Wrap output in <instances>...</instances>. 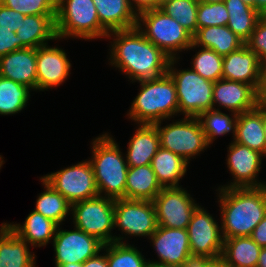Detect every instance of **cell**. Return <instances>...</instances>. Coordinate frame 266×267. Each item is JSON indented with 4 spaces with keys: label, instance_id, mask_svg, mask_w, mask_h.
<instances>
[{
    "label": "cell",
    "instance_id": "3",
    "mask_svg": "<svg viewBox=\"0 0 266 267\" xmlns=\"http://www.w3.org/2000/svg\"><path fill=\"white\" fill-rule=\"evenodd\" d=\"M140 89L131 103L127 118L135 124H156L179 117L176 86L167 73L159 78L138 82Z\"/></svg>",
    "mask_w": 266,
    "mask_h": 267
},
{
    "label": "cell",
    "instance_id": "44",
    "mask_svg": "<svg viewBox=\"0 0 266 267\" xmlns=\"http://www.w3.org/2000/svg\"><path fill=\"white\" fill-rule=\"evenodd\" d=\"M131 8L138 15L139 13L160 8L163 0H128Z\"/></svg>",
    "mask_w": 266,
    "mask_h": 267
},
{
    "label": "cell",
    "instance_id": "27",
    "mask_svg": "<svg viewBox=\"0 0 266 267\" xmlns=\"http://www.w3.org/2000/svg\"><path fill=\"white\" fill-rule=\"evenodd\" d=\"M235 142L259 151L266 157V138L263 129V110L255 109L238 114Z\"/></svg>",
    "mask_w": 266,
    "mask_h": 267
},
{
    "label": "cell",
    "instance_id": "1",
    "mask_svg": "<svg viewBox=\"0 0 266 267\" xmlns=\"http://www.w3.org/2000/svg\"><path fill=\"white\" fill-rule=\"evenodd\" d=\"M108 64L123 72L130 83L159 78L168 72L170 57L137 28L112 31Z\"/></svg>",
    "mask_w": 266,
    "mask_h": 267
},
{
    "label": "cell",
    "instance_id": "23",
    "mask_svg": "<svg viewBox=\"0 0 266 267\" xmlns=\"http://www.w3.org/2000/svg\"><path fill=\"white\" fill-rule=\"evenodd\" d=\"M4 222L0 225V267H36L32 247Z\"/></svg>",
    "mask_w": 266,
    "mask_h": 267
},
{
    "label": "cell",
    "instance_id": "19",
    "mask_svg": "<svg viewBox=\"0 0 266 267\" xmlns=\"http://www.w3.org/2000/svg\"><path fill=\"white\" fill-rule=\"evenodd\" d=\"M262 69L258 55L244 44L223 57L222 78L252 85L257 90Z\"/></svg>",
    "mask_w": 266,
    "mask_h": 267
},
{
    "label": "cell",
    "instance_id": "25",
    "mask_svg": "<svg viewBox=\"0 0 266 267\" xmlns=\"http://www.w3.org/2000/svg\"><path fill=\"white\" fill-rule=\"evenodd\" d=\"M55 19L56 15H26L16 35L27 48L37 49L49 41H58Z\"/></svg>",
    "mask_w": 266,
    "mask_h": 267
},
{
    "label": "cell",
    "instance_id": "16",
    "mask_svg": "<svg viewBox=\"0 0 266 267\" xmlns=\"http://www.w3.org/2000/svg\"><path fill=\"white\" fill-rule=\"evenodd\" d=\"M71 61L61 47L49 44L36 49L37 91L62 85L71 74ZM49 89V90H48Z\"/></svg>",
    "mask_w": 266,
    "mask_h": 267
},
{
    "label": "cell",
    "instance_id": "40",
    "mask_svg": "<svg viewBox=\"0 0 266 267\" xmlns=\"http://www.w3.org/2000/svg\"><path fill=\"white\" fill-rule=\"evenodd\" d=\"M245 44L258 55L261 66L266 67V16L257 21L250 39Z\"/></svg>",
    "mask_w": 266,
    "mask_h": 267
},
{
    "label": "cell",
    "instance_id": "2",
    "mask_svg": "<svg viewBox=\"0 0 266 267\" xmlns=\"http://www.w3.org/2000/svg\"><path fill=\"white\" fill-rule=\"evenodd\" d=\"M223 239L250 236L266 215V186L217 187Z\"/></svg>",
    "mask_w": 266,
    "mask_h": 267
},
{
    "label": "cell",
    "instance_id": "30",
    "mask_svg": "<svg viewBox=\"0 0 266 267\" xmlns=\"http://www.w3.org/2000/svg\"><path fill=\"white\" fill-rule=\"evenodd\" d=\"M161 190L151 165L128 168L125 199L152 201Z\"/></svg>",
    "mask_w": 266,
    "mask_h": 267
},
{
    "label": "cell",
    "instance_id": "51",
    "mask_svg": "<svg viewBox=\"0 0 266 267\" xmlns=\"http://www.w3.org/2000/svg\"><path fill=\"white\" fill-rule=\"evenodd\" d=\"M147 267H179V266H171V265H164V264H155V263H148Z\"/></svg>",
    "mask_w": 266,
    "mask_h": 267
},
{
    "label": "cell",
    "instance_id": "22",
    "mask_svg": "<svg viewBox=\"0 0 266 267\" xmlns=\"http://www.w3.org/2000/svg\"><path fill=\"white\" fill-rule=\"evenodd\" d=\"M4 223L33 248L44 247L52 243L59 226L56 222L35 210L28 214L22 224L16 222Z\"/></svg>",
    "mask_w": 266,
    "mask_h": 267
},
{
    "label": "cell",
    "instance_id": "34",
    "mask_svg": "<svg viewBox=\"0 0 266 267\" xmlns=\"http://www.w3.org/2000/svg\"><path fill=\"white\" fill-rule=\"evenodd\" d=\"M33 90L0 76V115H15L27 107Z\"/></svg>",
    "mask_w": 266,
    "mask_h": 267
},
{
    "label": "cell",
    "instance_id": "20",
    "mask_svg": "<svg viewBox=\"0 0 266 267\" xmlns=\"http://www.w3.org/2000/svg\"><path fill=\"white\" fill-rule=\"evenodd\" d=\"M36 49L22 48L0 57V76L37 92Z\"/></svg>",
    "mask_w": 266,
    "mask_h": 267
},
{
    "label": "cell",
    "instance_id": "36",
    "mask_svg": "<svg viewBox=\"0 0 266 267\" xmlns=\"http://www.w3.org/2000/svg\"><path fill=\"white\" fill-rule=\"evenodd\" d=\"M108 267H147L148 259L134 244L112 242L106 244Z\"/></svg>",
    "mask_w": 266,
    "mask_h": 267
},
{
    "label": "cell",
    "instance_id": "41",
    "mask_svg": "<svg viewBox=\"0 0 266 267\" xmlns=\"http://www.w3.org/2000/svg\"><path fill=\"white\" fill-rule=\"evenodd\" d=\"M22 48L27 47L15 32L9 31L8 28L0 27V57Z\"/></svg>",
    "mask_w": 266,
    "mask_h": 267
},
{
    "label": "cell",
    "instance_id": "29",
    "mask_svg": "<svg viewBox=\"0 0 266 267\" xmlns=\"http://www.w3.org/2000/svg\"><path fill=\"white\" fill-rule=\"evenodd\" d=\"M193 44L209 48L224 57L236 51L245 43L227 26H209L198 28L193 35Z\"/></svg>",
    "mask_w": 266,
    "mask_h": 267
},
{
    "label": "cell",
    "instance_id": "11",
    "mask_svg": "<svg viewBox=\"0 0 266 267\" xmlns=\"http://www.w3.org/2000/svg\"><path fill=\"white\" fill-rule=\"evenodd\" d=\"M42 178L71 204L99 196L94 170L89 159L48 173Z\"/></svg>",
    "mask_w": 266,
    "mask_h": 267
},
{
    "label": "cell",
    "instance_id": "35",
    "mask_svg": "<svg viewBox=\"0 0 266 267\" xmlns=\"http://www.w3.org/2000/svg\"><path fill=\"white\" fill-rule=\"evenodd\" d=\"M198 48V51L196 50ZM195 50L196 54L192 57L190 62L191 68L201 75L203 78L216 82L222 79V65L223 57L218 55L215 51L209 48H202L192 44L188 50Z\"/></svg>",
    "mask_w": 266,
    "mask_h": 267
},
{
    "label": "cell",
    "instance_id": "28",
    "mask_svg": "<svg viewBox=\"0 0 266 267\" xmlns=\"http://www.w3.org/2000/svg\"><path fill=\"white\" fill-rule=\"evenodd\" d=\"M261 249L250 236L227 238L220 259L224 267H256Z\"/></svg>",
    "mask_w": 266,
    "mask_h": 267
},
{
    "label": "cell",
    "instance_id": "46",
    "mask_svg": "<svg viewBox=\"0 0 266 267\" xmlns=\"http://www.w3.org/2000/svg\"><path fill=\"white\" fill-rule=\"evenodd\" d=\"M251 239L261 247H266V215L254 228L250 235Z\"/></svg>",
    "mask_w": 266,
    "mask_h": 267
},
{
    "label": "cell",
    "instance_id": "18",
    "mask_svg": "<svg viewBox=\"0 0 266 267\" xmlns=\"http://www.w3.org/2000/svg\"><path fill=\"white\" fill-rule=\"evenodd\" d=\"M256 107L257 93L252 85L224 78L214 82L213 109L221 110L223 108L236 114H242Z\"/></svg>",
    "mask_w": 266,
    "mask_h": 267
},
{
    "label": "cell",
    "instance_id": "8",
    "mask_svg": "<svg viewBox=\"0 0 266 267\" xmlns=\"http://www.w3.org/2000/svg\"><path fill=\"white\" fill-rule=\"evenodd\" d=\"M167 121L172 122L166 125H163L164 121L155 124L160 147L182 157L189 164L191 158L200 156L201 152L203 153L204 150L211 147L198 117L184 116L181 119H167Z\"/></svg>",
    "mask_w": 266,
    "mask_h": 267
},
{
    "label": "cell",
    "instance_id": "5",
    "mask_svg": "<svg viewBox=\"0 0 266 267\" xmlns=\"http://www.w3.org/2000/svg\"><path fill=\"white\" fill-rule=\"evenodd\" d=\"M57 39L97 40L107 37L93 0H58L55 19Z\"/></svg>",
    "mask_w": 266,
    "mask_h": 267
},
{
    "label": "cell",
    "instance_id": "42",
    "mask_svg": "<svg viewBox=\"0 0 266 267\" xmlns=\"http://www.w3.org/2000/svg\"><path fill=\"white\" fill-rule=\"evenodd\" d=\"M25 16L26 15L0 3V27L8 28L9 31L16 33Z\"/></svg>",
    "mask_w": 266,
    "mask_h": 267
},
{
    "label": "cell",
    "instance_id": "31",
    "mask_svg": "<svg viewBox=\"0 0 266 267\" xmlns=\"http://www.w3.org/2000/svg\"><path fill=\"white\" fill-rule=\"evenodd\" d=\"M40 181L44 191L37 196L33 210L56 222L59 226L63 225L67 216H71L72 204L61 193L55 191L42 177H40Z\"/></svg>",
    "mask_w": 266,
    "mask_h": 267
},
{
    "label": "cell",
    "instance_id": "43",
    "mask_svg": "<svg viewBox=\"0 0 266 267\" xmlns=\"http://www.w3.org/2000/svg\"><path fill=\"white\" fill-rule=\"evenodd\" d=\"M181 267H224L220 258L211 259L205 255H189Z\"/></svg>",
    "mask_w": 266,
    "mask_h": 267
},
{
    "label": "cell",
    "instance_id": "15",
    "mask_svg": "<svg viewBox=\"0 0 266 267\" xmlns=\"http://www.w3.org/2000/svg\"><path fill=\"white\" fill-rule=\"evenodd\" d=\"M55 267L67 263H84L103 248V243L73 226V230L58 226L52 241Z\"/></svg>",
    "mask_w": 266,
    "mask_h": 267
},
{
    "label": "cell",
    "instance_id": "53",
    "mask_svg": "<svg viewBox=\"0 0 266 267\" xmlns=\"http://www.w3.org/2000/svg\"><path fill=\"white\" fill-rule=\"evenodd\" d=\"M263 129L265 133V138H266V112L263 111Z\"/></svg>",
    "mask_w": 266,
    "mask_h": 267
},
{
    "label": "cell",
    "instance_id": "32",
    "mask_svg": "<svg viewBox=\"0 0 266 267\" xmlns=\"http://www.w3.org/2000/svg\"><path fill=\"white\" fill-rule=\"evenodd\" d=\"M224 4L229 13L227 27L246 43L262 16L242 0H224Z\"/></svg>",
    "mask_w": 266,
    "mask_h": 267
},
{
    "label": "cell",
    "instance_id": "24",
    "mask_svg": "<svg viewBox=\"0 0 266 267\" xmlns=\"http://www.w3.org/2000/svg\"><path fill=\"white\" fill-rule=\"evenodd\" d=\"M101 26L109 33L137 26L136 12L128 0H93Z\"/></svg>",
    "mask_w": 266,
    "mask_h": 267
},
{
    "label": "cell",
    "instance_id": "14",
    "mask_svg": "<svg viewBox=\"0 0 266 267\" xmlns=\"http://www.w3.org/2000/svg\"><path fill=\"white\" fill-rule=\"evenodd\" d=\"M218 223L202 205L196 208L187 227L193 255H205L211 259L221 257L224 239Z\"/></svg>",
    "mask_w": 266,
    "mask_h": 267
},
{
    "label": "cell",
    "instance_id": "50",
    "mask_svg": "<svg viewBox=\"0 0 266 267\" xmlns=\"http://www.w3.org/2000/svg\"><path fill=\"white\" fill-rule=\"evenodd\" d=\"M59 267H83V263H67L62 264Z\"/></svg>",
    "mask_w": 266,
    "mask_h": 267
},
{
    "label": "cell",
    "instance_id": "6",
    "mask_svg": "<svg viewBox=\"0 0 266 267\" xmlns=\"http://www.w3.org/2000/svg\"><path fill=\"white\" fill-rule=\"evenodd\" d=\"M136 27L171 59L193 44V35L159 8L139 13Z\"/></svg>",
    "mask_w": 266,
    "mask_h": 267
},
{
    "label": "cell",
    "instance_id": "12",
    "mask_svg": "<svg viewBox=\"0 0 266 267\" xmlns=\"http://www.w3.org/2000/svg\"><path fill=\"white\" fill-rule=\"evenodd\" d=\"M158 226L187 229L199 203L186 188L170 187L162 190L152 200Z\"/></svg>",
    "mask_w": 266,
    "mask_h": 267
},
{
    "label": "cell",
    "instance_id": "37",
    "mask_svg": "<svg viewBox=\"0 0 266 267\" xmlns=\"http://www.w3.org/2000/svg\"><path fill=\"white\" fill-rule=\"evenodd\" d=\"M198 4L197 0H163L159 9L194 35L198 30Z\"/></svg>",
    "mask_w": 266,
    "mask_h": 267
},
{
    "label": "cell",
    "instance_id": "4",
    "mask_svg": "<svg viewBox=\"0 0 266 267\" xmlns=\"http://www.w3.org/2000/svg\"><path fill=\"white\" fill-rule=\"evenodd\" d=\"M89 158L100 196L113 199L125 198L128 164L120 145L106 132L93 138Z\"/></svg>",
    "mask_w": 266,
    "mask_h": 267
},
{
    "label": "cell",
    "instance_id": "33",
    "mask_svg": "<svg viewBox=\"0 0 266 267\" xmlns=\"http://www.w3.org/2000/svg\"><path fill=\"white\" fill-rule=\"evenodd\" d=\"M237 116L238 114L234 112L229 111V114H226L216 109L204 111L198 116L210 146L218 137H223L230 133H232V140H234L236 136Z\"/></svg>",
    "mask_w": 266,
    "mask_h": 267
},
{
    "label": "cell",
    "instance_id": "47",
    "mask_svg": "<svg viewBox=\"0 0 266 267\" xmlns=\"http://www.w3.org/2000/svg\"><path fill=\"white\" fill-rule=\"evenodd\" d=\"M83 267H108L107 257H106V244L103 245V248L99 253H97L90 259L86 260L83 263Z\"/></svg>",
    "mask_w": 266,
    "mask_h": 267
},
{
    "label": "cell",
    "instance_id": "21",
    "mask_svg": "<svg viewBox=\"0 0 266 267\" xmlns=\"http://www.w3.org/2000/svg\"><path fill=\"white\" fill-rule=\"evenodd\" d=\"M136 125L135 133L127 145V154L124 153L128 167L150 165L160 148V139L155 124Z\"/></svg>",
    "mask_w": 266,
    "mask_h": 267
},
{
    "label": "cell",
    "instance_id": "17",
    "mask_svg": "<svg viewBox=\"0 0 266 267\" xmlns=\"http://www.w3.org/2000/svg\"><path fill=\"white\" fill-rule=\"evenodd\" d=\"M148 239L158 257V260L148 258L150 263L181 267L185 259L192 254L187 229L158 226Z\"/></svg>",
    "mask_w": 266,
    "mask_h": 267
},
{
    "label": "cell",
    "instance_id": "26",
    "mask_svg": "<svg viewBox=\"0 0 266 267\" xmlns=\"http://www.w3.org/2000/svg\"><path fill=\"white\" fill-rule=\"evenodd\" d=\"M188 164L182 157L162 147L150 163L162 188L182 187L180 181L188 171Z\"/></svg>",
    "mask_w": 266,
    "mask_h": 267
},
{
    "label": "cell",
    "instance_id": "13",
    "mask_svg": "<svg viewBox=\"0 0 266 267\" xmlns=\"http://www.w3.org/2000/svg\"><path fill=\"white\" fill-rule=\"evenodd\" d=\"M227 170L232 179L221 188H245L266 186L265 181L258 176L262 168V160L266 158L262 153L250 149L248 146L231 141L227 147Z\"/></svg>",
    "mask_w": 266,
    "mask_h": 267
},
{
    "label": "cell",
    "instance_id": "38",
    "mask_svg": "<svg viewBox=\"0 0 266 267\" xmlns=\"http://www.w3.org/2000/svg\"><path fill=\"white\" fill-rule=\"evenodd\" d=\"M198 28L209 26H227L229 13L224 2H199L197 10Z\"/></svg>",
    "mask_w": 266,
    "mask_h": 267
},
{
    "label": "cell",
    "instance_id": "9",
    "mask_svg": "<svg viewBox=\"0 0 266 267\" xmlns=\"http://www.w3.org/2000/svg\"><path fill=\"white\" fill-rule=\"evenodd\" d=\"M157 218L152 201L119 198L114 199V242L128 243V238H149L157 229ZM124 234V235H123ZM126 240V241H125Z\"/></svg>",
    "mask_w": 266,
    "mask_h": 267
},
{
    "label": "cell",
    "instance_id": "49",
    "mask_svg": "<svg viewBox=\"0 0 266 267\" xmlns=\"http://www.w3.org/2000/svg\"><path fill=\"white\" fill-rule=\"evenodd\" d=\"M256 267H266V247H262Z\"/></svg>",
    "mask_w": 266,
    "mask_h": 267
},
{
    "label": "cell",
    "instance_id": "10",
    "mask_svg": "<svg viewBox=\"0 0 266 267\" xmlns=\"http://www.w3.org/2000/svg\"><path fill=\"white\" fill-rule=\"evenodd\" d=\"M73 226L103 244L114 242V199L97 196L72 204ZM73 218V219H72Z\"/></svg>",
    "mask_w": 266,
    "mask_h": 267
},
{
    "label": "cell",
    "instance_id": "55",
    "mask_svg": "<svg viewBox=\"0 0 266 267\" xmlns=\"http://www.w3.org/2000/svg\"><path fill=\"white\" fill-rule=\"evenodd\" d=\"M5 163L4 161V157H2V155L0 154V170L2 168V165Z\"/></svg>",
    "mask_w": 266,
    "mask_h": 267
},
{
    "label": "cell",
    "instance_id": "7",
    "mask_svg": "<svg viewBox=\"0 0 266 267\" xmlns=\"http://www.w3.org/2000/svg\"><path fill=\"white\" fill-rule=\"evenodd\" d=\"M179 58L170 59L168 74L173 79L179 104V115L198 117L213 109L214 82L203 78L192 68L177 69Z\"/></svg>",
    "mask_w": 266,
    "mask_h": 267
},
{
    "label": "cell",
    "instance_id": "48",
    "mask_svg": "<svg viewBox=\"0 0 266 267\" xmlns=\"http://www.w3.org/2000/svg\"><path fill=\"white\" fill-rule=\"evenodd\" d=\"M255 10L261 16H266V0H255Z\"/></svg>",
    "mask_w": 266,
    "mask_h": 267
},
{
    "label": "cell",
    "instance_id": "45",
    "mask_svg": "<svg viewBox=\"0 0 266 267\" xmlns=\"http://www.w3.org/2000/svg\"><path fill=\"white\" fill-rule=\"evenodd\" d=\"M257 93V107L266 112V67L262 69Z\"/></svg>",
    "mask_w": 266,
    "mask_h": 267
},
{
    "label": "cell",
    "instance_id": "52",
    "mask_svg": "<svg viewBox=\"0 0 266 267\" xmlns=\"http://www.w3.org/2000/svg\"><path fill=\"white\" fill-rule=\"evenodd\" d=\"M245 4L255 9V0H242Z\"/></svg>",
    "mask_w": 266,
    "mask_h": 267
},
{
    "label": "cell",
    "instance_id": "54",
    "mask_svg": "<svg viewBox=\"0 0 266 267\" xmlns=\"http://www.w3.org/2000/svg\"><path fill=\"white\" fill-rule=\"evenodd\" d=\"M197 1L204 2V3L224 2V0H197Z\"/></svg>",
    "mask_w": 266,
    "mask_h": 267
},
{
    "label": "cell",
    "instance_id": "39",
    "mask_svg": "<svg viewBox=\"0 0 266 267\" xmlns=\"http://www.w3.org/2000/svg\"><path fill=\"white\" fill-rule=\"evenodd\" d=\"M58 0H0V3L24 15H56Z\"/></svg>",
    "mask_w": 266,
    "mask_h": 267
}]
</instances>
